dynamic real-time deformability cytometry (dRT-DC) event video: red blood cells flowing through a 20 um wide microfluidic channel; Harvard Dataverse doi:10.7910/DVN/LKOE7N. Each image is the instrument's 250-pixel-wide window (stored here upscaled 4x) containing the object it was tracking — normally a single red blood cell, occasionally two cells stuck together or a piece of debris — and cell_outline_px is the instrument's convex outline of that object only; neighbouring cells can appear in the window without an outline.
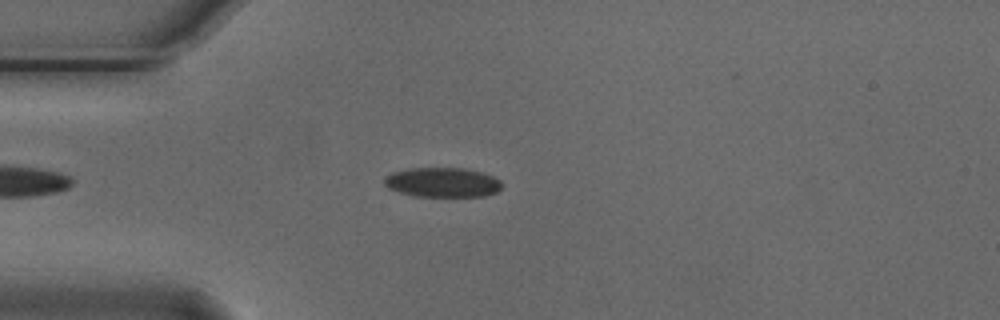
{"species": "Egyptian fruit bat (a non-hibernating species)", "species_latin": "Rousettus aegyptiacus", "temperature_condition": "cold", "stored_images_in_passage": 48, "camera_frame_rate_fps": 3000, "um_per_image_px": 0.085, "animal": {"sex": "male"}, "frame": {"image": 1, "passage_image": 9, "time_ms": 2.667, "image_size_px": [1000, 320], "cell_outline_px": [[504, 184], [496, 192], [484, 196], [412, 196], [388, 188], [384, 184], [384, 180], [392, 172], [408, 168], [464, 168], [484, 172], [500, 180]], "centroid_in_image_um": [37.63, 15.49], "position_along_channel_um": 47.4, "area_um2": 20.35}}
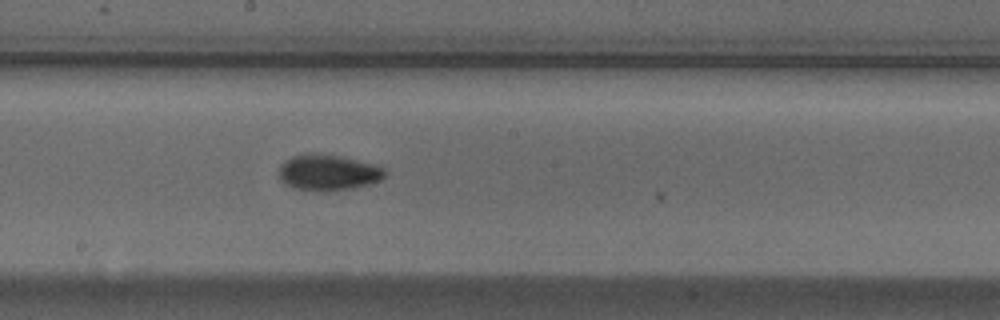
{"frame": {"image": 2, "passage_image": 24, "time_ms": 7.667, "image_size_px": [1000, 320], "cell_outline_px": [[384, 176], [380, 180], [368, 184], [352, 188], [292, 188], [284, 184], [280, 180], [280, 164], [284, 160], [292, 156], [312, 152], [340, 156], [372, 164], [384, 168]], "centroid_in_image_um": [27.84, 14.61], "position_along_channel_um": 220.4, "area_um2": 21.33}}
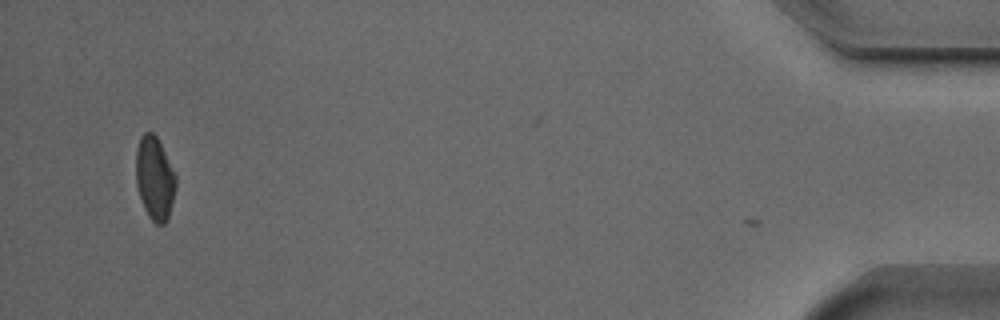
{"frame": {"image": 3, "passage_image": 47, "time_ms": 15.333, "image_size_px": [1000, 320], "cell_outline_px": [[176, 188], [168, 220], [164, 224], [156, 224], [148, 216], [144, 208], [136, 184], [136, 148], [140, 136], [144, 132], [152, 132], [156, 136], [176, 176]], "centroid_in_image_um": [13.14, 15.17], "position_along_channel_um": 422.1, "area_um2": 19.31}, "authors_computed_cell_mechanics": {"area_um2": 20.3167, "velocity_mm_per_s": 3.7478, "shape_relaxation_time_tau1_ms": 3.7611, "shape_relaxation_time_tau2_ms": 2.1414, "deformation_change_tau1": 0.1071, "deformation_change_tau2": 0.0652}}